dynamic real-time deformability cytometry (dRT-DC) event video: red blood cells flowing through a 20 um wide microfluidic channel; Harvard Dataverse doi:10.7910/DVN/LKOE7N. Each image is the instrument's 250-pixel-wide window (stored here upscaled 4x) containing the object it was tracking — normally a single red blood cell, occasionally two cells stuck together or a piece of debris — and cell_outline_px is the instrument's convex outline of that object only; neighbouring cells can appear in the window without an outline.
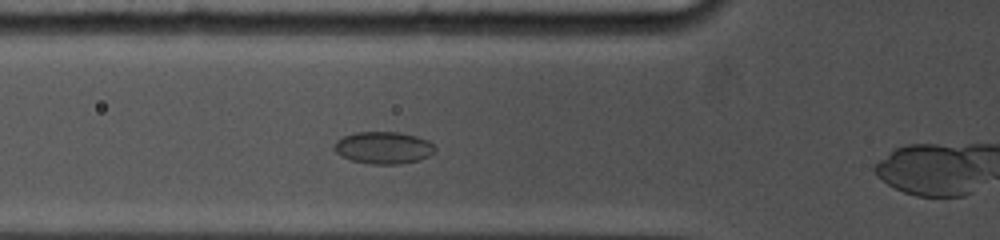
{"species": "common noctule bat (a hibernating species)", "species_latin": "Nyctalus noctula", "temperature_condition": "cold", "stored_images_in_passage": 25, "camera_frame_rate_fps": 5000, "um_per_image_px": 0.085, "animal": {"sex": "female", "body_mass_g": 19.0, "forearm_length_mm": 53.3}, "frame": {"image": 1, "passage_image": 7, "time_ms": 3.2, "image_size_px": [1000, 240], "cell_outline_px": [[436, 152], [428, 156], [416, 160], [400, 164], [368, 164], [352, 160], [336, 152], [332, 148], [332, 144], [336, 140], [344, 136], [356, 132], [400, 132], [416, 136], [428, 140], [436, 148]], "centroid_in_image_um": [32.58, 12.55], "position_along_channel_um": 93.2, "area_um2": 18.9}}
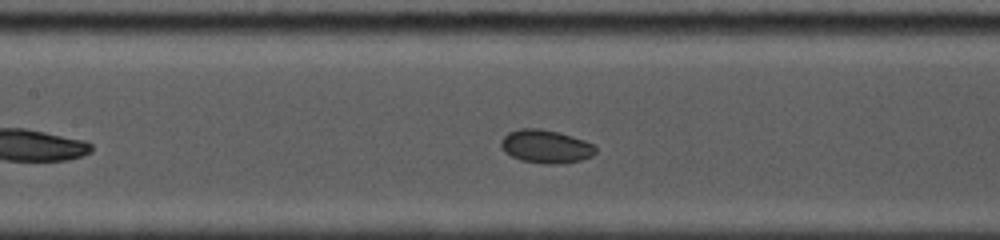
{"frame": {"image": 2, "passage_image": 11, "time_ms": 5.0, "image_size_px": [1000, 240], "cell_outline_px": [[596, 152], [592, 156], [580, 160], [560, 164], [544, 164], [520, 160], [504, 152], [500, 144], [500, 140], [508, 132], [520, 128], [540, 128], [560, 132], [596, 144]], "centroid_in_image_um": [46.4, 12.44], "position_along_channel_um": 161.0, "area_um2": 18.61}}
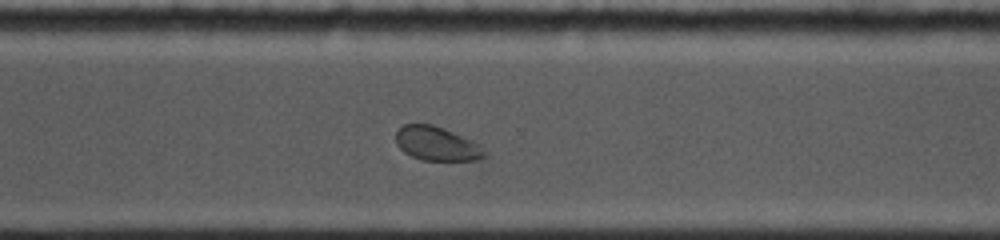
{"frame": {"image": 3, "passage_image": 20, "time_ms": 9.6, "image_size_px": [1000, 240], "cell_outline_px": [[488, 156], [484, 160], [420, 160], [404, 152], [396, 144], [396, 132], [404, 124], [432, 124], [472, 140], [480, 144], [488, 152]], "centroid_in_image_um": [37.18, 12.23], "position_along_channel_um": 333.4, "area_um2": 17.74}, "authors_computed_cell_mechanics": {"area_um2": 18.6116, "velocity_mm_per_s": 3.7611, "shape_relaxation_time_tau1_ms": 5.2172, "shape_relaxation_time_tau2_ms": 3.24, "deformation_change_tau1": 0.0471, "deformation_change_tau2": 0.0594}}